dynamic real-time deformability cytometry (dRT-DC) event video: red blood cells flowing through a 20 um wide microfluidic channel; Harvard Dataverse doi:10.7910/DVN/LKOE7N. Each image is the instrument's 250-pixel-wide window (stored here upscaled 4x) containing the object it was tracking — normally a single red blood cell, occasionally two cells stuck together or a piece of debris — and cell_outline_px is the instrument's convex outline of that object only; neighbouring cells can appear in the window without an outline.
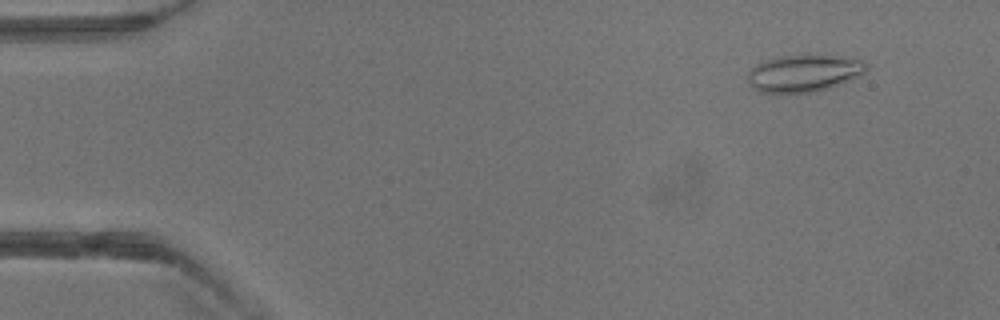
{"species": "common noctule bat (a hibernating species)", "species_latin": "Nyctalus noctula", "temperature_condition": "warm", "stored_images_in_passage": 40, "camera_frame_rate_fps": 3000, "um_per_image_px": 0.085, "animal": {"sex": "male", "body_mass_g": 13.3}, "frame": {"image": 1, "passage_image": 4, "time_ms": 1.0, "image_size_px": [1000, 320], "cell_outline_px": [[868, 68], [864, 72], [848, 80], [828, 88], [812, 92], [780, 96], [760, 92], [752, 88], [748, 80], [748, 72], [756, 64], [764, 60], [780, 56], [804, 52], [860, 60], [868, 64]], "centroid_in_image_um": [68.23, 6.23], "position_along_channel_um": 16.8, "area_um2": 26.47}}
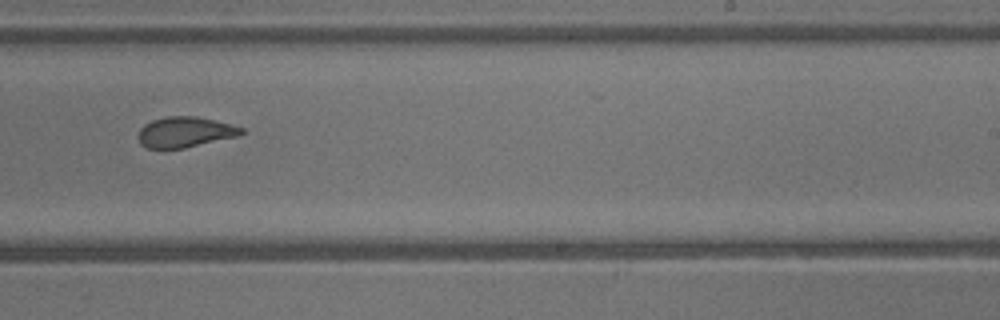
{"frame": {"image": 2, "passage_image": 25, "time_ms": 8.0, "image_size_px": [1000, 320], "cell_outline_px": [[244, 132], [240, 136], [184, 148], [148, 148], [140, 144], [140, 128], [144, 124], [152, 120], [168, 116], [196, 116], [232, 124], [244, 128]], "centroid_in_image_um": [15.78, 11.22], "position_along_channel_um": 273.2, "area_um2": 18.32}}
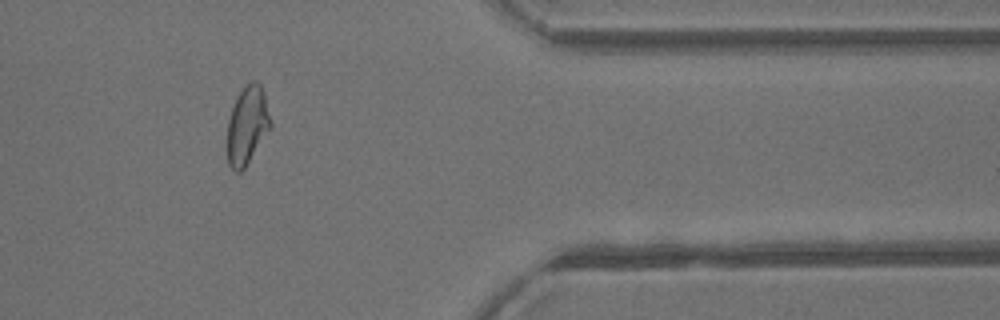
{"frame": {"image": 3, "passage_image": 33, "time_ms": 10.667, "image_size_px": [1000, 320], "cell_outline_px": [[272, 128], [244, 168], [240, 172], [236, 172], [228, 164], [228, 120], [232, 108], [240, 92], [252, 80], [256, 80], [260, 84], [264, 92], [272, 120]], "centroid_in_image_um": [21.06, 10.65], "position_along_channel_um": 390.3, "area_um2": 19.65}}